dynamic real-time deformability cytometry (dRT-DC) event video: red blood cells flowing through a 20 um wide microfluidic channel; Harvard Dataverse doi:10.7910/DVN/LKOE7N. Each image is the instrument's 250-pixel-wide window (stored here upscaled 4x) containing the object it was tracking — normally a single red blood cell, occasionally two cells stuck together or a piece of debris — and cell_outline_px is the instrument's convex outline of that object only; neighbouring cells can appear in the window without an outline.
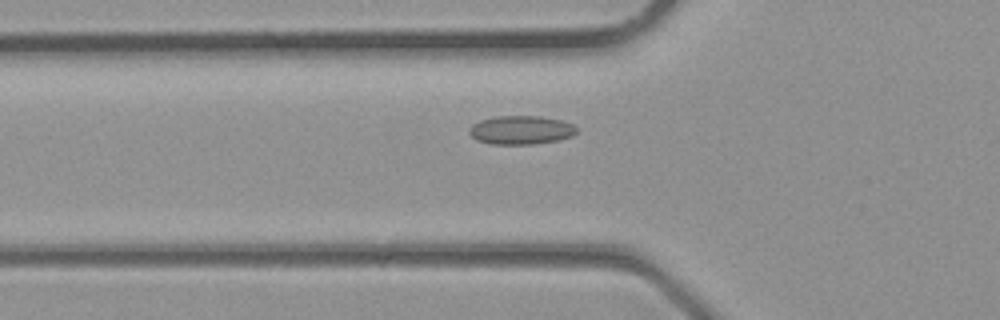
{"species": "common noctule bat (a hibernating species)", "species_latin": "Nyctalus noctula", "temperature_condition": "room temperature", "stored_images_in_passage": 4, "camera_frame_rate_fps": 3000, "um_per_image_px": 0.085, "animal": {"sex": "male", "body_mass_g": 23.1, "forearm_length_mm": 52.7}, "frame": {"image": 1, "passage_image": 4, "time_ms": 1.0, "image_size_px": [1000, 320], "cell_outline_px": [[580, 128], [572, 136], [556, 140], [532, 144], [492, 144], [476, 140], [468, 132], [468, 128], [472, 124], [480, 120], [496, 116], [540, 116], [560, 120], [572, 124]], "centroid_in_image_um": [44.26, 11.05], "position_along_channel_um": 81.5, "area_um2": 17.98}}